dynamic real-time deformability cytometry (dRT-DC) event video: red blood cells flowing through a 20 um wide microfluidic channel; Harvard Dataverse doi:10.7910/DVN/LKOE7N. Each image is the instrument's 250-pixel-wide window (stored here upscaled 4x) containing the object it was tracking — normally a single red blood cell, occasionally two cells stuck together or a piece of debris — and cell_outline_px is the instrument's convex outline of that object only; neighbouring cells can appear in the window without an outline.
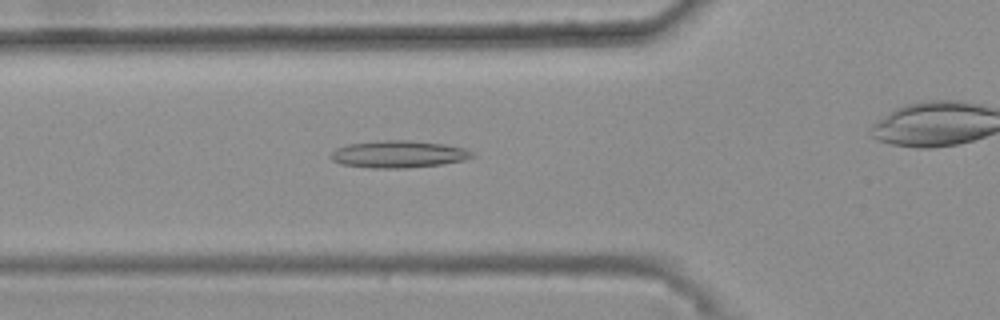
{"species": "common noctule bat (a hibernating species)", "species_latin": "Nyctalus noctula", "temperature_condition": "warm", "stored_images_in_passage": 46, "camera_frame_rate_fps": 3000, "um_per_image_px": 0.085, "animal": {"sex": "female", "body_mass_g": 25.1}, "frame": {"image": 1, "passage_image": 16, "time_ms": 5.0, "image_size_px": [1000, 320], "cell_outline_px": [[476, 156], [464, 160], [444, 164], [408, 168], [372, 168], [340, 164], [332, 160], [328, 156], [336, 148], [348, 144], [376, 140], [408, 140], [444, 144], [464, 148], [472, 152]], "centroid_in_image_um": [33.85, 13.11], "position_along_channel_um": 91.9, "area_um2": 22.6}}
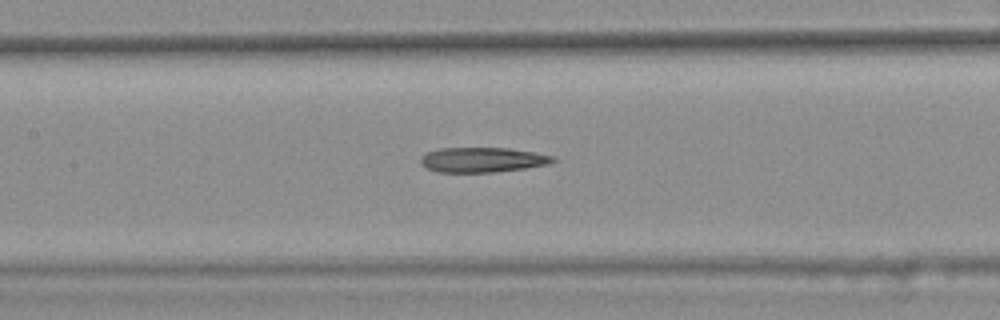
{"frame": {"image": 2, "passage_image": 22, "time_ms": 7.0, "image_size_px": [1000, 320], "cell_outline_px": [[556, 160], [548, 164], [524, 168], [492, 172], [436, 172], [420, 164], [420, 156], [428, 152], [440, 148], [508, 148], [556, 156]], "centroid_in_image_um": [40.99, 13.58], "position_along_channel_um": 166.4, "area_um2": 19.13}}
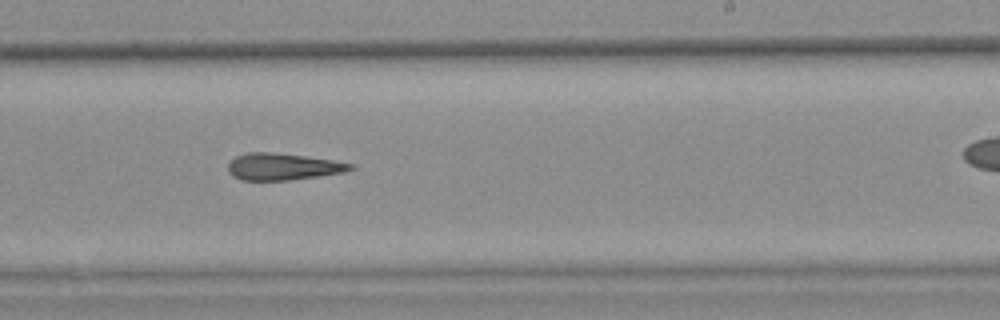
{"frame": {"image": 3, "passage_image": 30, "time_ms": 9.667, "image_size_px": [1000, 320], "cell_outline_px": [[356, 168], [344, 172], [320, 176], [288, 180], [240, 180], [232, 176], [228, 172], [228, 164], [236, 156], [248, 152], [272, 152], [304, 156], [332, 160], [352, 164]], "centroid_in_image_um": [24.02, 14.17], "position_along_channel_um": 265.0, "area_um2": 19.07}}